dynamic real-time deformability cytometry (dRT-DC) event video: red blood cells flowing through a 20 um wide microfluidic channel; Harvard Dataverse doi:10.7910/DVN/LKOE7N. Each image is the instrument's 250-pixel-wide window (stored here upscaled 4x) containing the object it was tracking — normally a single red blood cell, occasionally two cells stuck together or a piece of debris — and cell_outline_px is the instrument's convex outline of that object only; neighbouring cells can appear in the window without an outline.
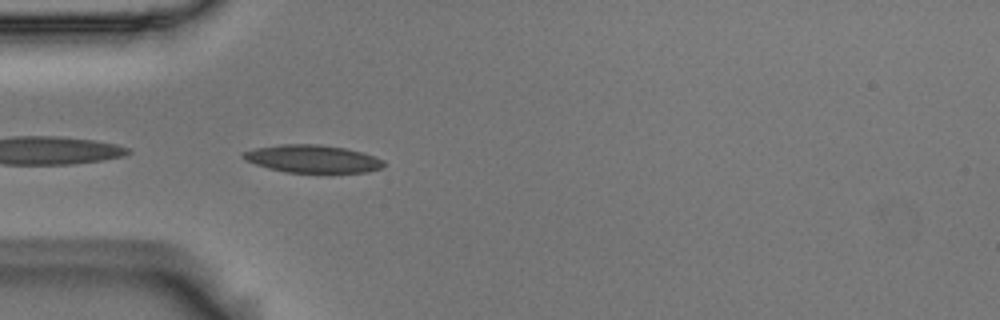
{"species": "Egyptian fruit bat (a non-hibernating species)", "species_latin": "Rousettus aegyptiacus", "temperature_condition": "room temperature", "stored_images_in_passage": 11, "camera_frame_rate_fps": 3000, "um_per_image_px": 0.085, "animal": {"sex": "male"}, "frame": {"image": 1, "passage_image": 1, "time_ms": 0.0, "image_size_px": [1000, 320], "cell_outline_px": [[384, 168], [368, 172], [284, 172], [268, 168], [244, 160], [240, 156], [244, 152], [256, 148], [280, 144], [320, 144], [344, 148], [360, 152], [384, 160]], "centroid_in_image_um": [26.55, 13.5], "position_along_channel_um": 58.5, "area_um2": 22.6}}
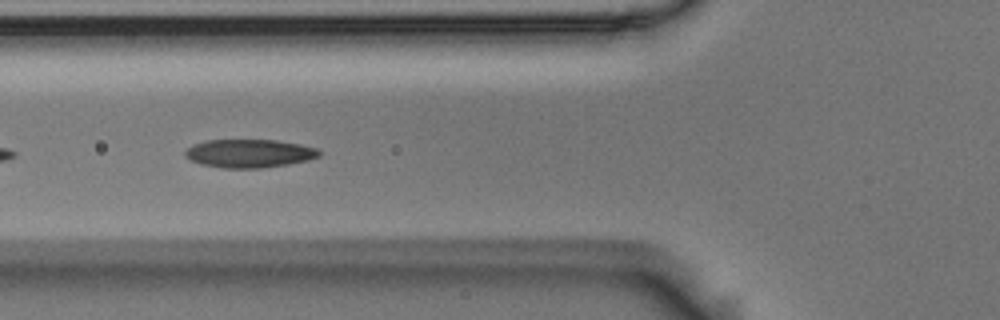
{"frame": {"image": 2, "passage_image": 5, "time_ms": 1.333, "image_size_px": [1000, 320], "cell_outline_px": [[320, 156], [308, 160], [288, 164], [260, 168], [224, 168], [200, 164], [184, 156], [184, 152], [192, 144], [204, 140], [276, 140], [300, 144], [316, 148], [320, 152]], "centroid_in_image_um": [21.16, 13.03], "position_along_channel_um": 104.6, "area_um2": 22.14}}
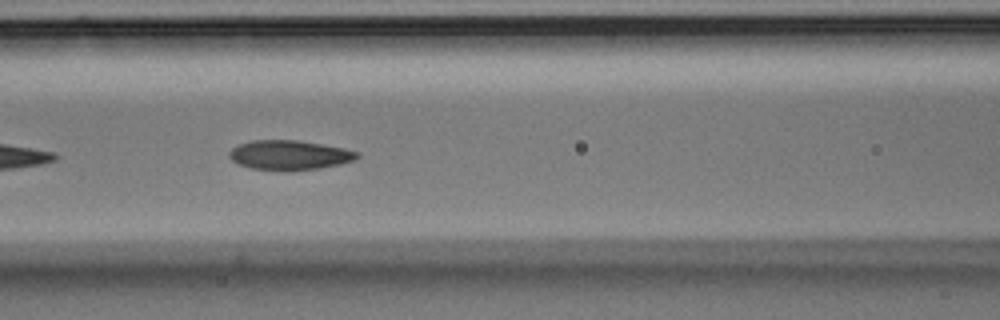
{"frame": {"image": 3, "passage_image": 8, "time_ms": 2.333, "image_size_px": [1000, 320], "cell_outline_px": [[360, 156], [356, 160], [340, 164], [320, 168], [288, 172], [284, 172], [252, 168], [240, 164], [232, 160], [228, 156], [228, 152], [232, 148], [240, 144], [252, 140], [296, 140], [344, 148], [360, 152]], "centroid_in_image_um": [24.62, 13.2], "position_along_channel_um": 142.0, "area_um2": 22.31}}